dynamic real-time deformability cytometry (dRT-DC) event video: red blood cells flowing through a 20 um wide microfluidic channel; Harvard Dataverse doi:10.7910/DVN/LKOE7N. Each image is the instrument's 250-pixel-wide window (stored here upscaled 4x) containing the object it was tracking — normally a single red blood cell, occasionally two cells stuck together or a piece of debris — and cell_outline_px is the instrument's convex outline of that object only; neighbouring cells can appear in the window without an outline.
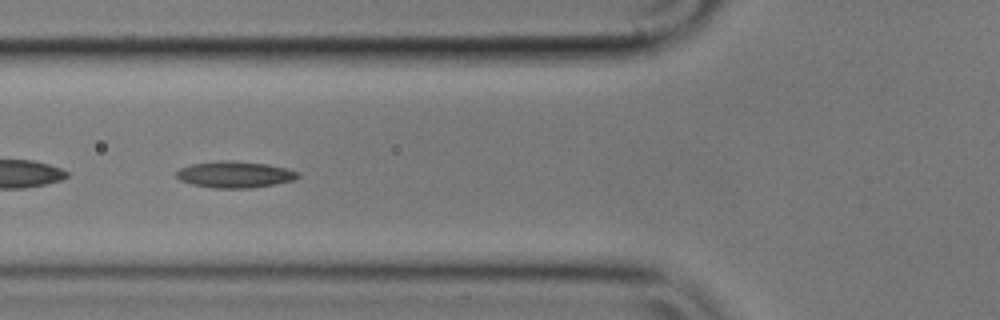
{"species": "common noctule bat (a hibernating species)", "species_latin": "Nyctalus noctula", "temperature_condition": "cold", "stored_images_in_passage": 56, "camera_frame_rate_fps": 3000, "um_per_image_px": 0.085, "animal": {"sex": "male", "body_mass_g": 17.9}, "frame": {"image": 1, "passage_image": 20, "time_ms": 6.333, "image_size_px": [1000, 320], "cell_outline_px": [[300, 176], [296, 180], [276, 184], [252, 188], [212, 188], [192, 184], [180, 180], [176, 176], [176, 172], [180, 168], [192, 164], [220, 160], [232, 160], [268, 164], [288, 168], [300, 172]], "centroid_in_image_um": [20.01, 14.83], "position_along_channel_um": 105.8, "area_um2": 19.02}}
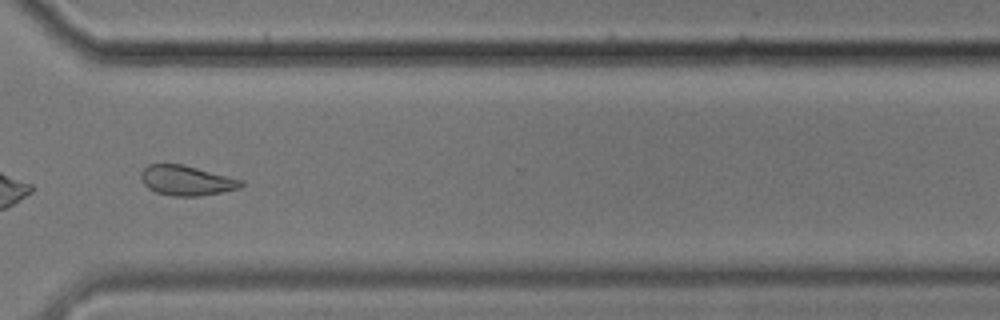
{"frame": {"image": 2, "passage_image": 41, "time_ms": 13.333, "image_size_px": [1000, 320], "cell_outline_px": [[244, 184], [236, 188], [220, 192], [200, 196], [172, 196], [156, 192], [148, 188], [144, 184], [140, 176], [140, 172], [148, 164], [180, 164], [244, 180]], "centroid_in_image_um": [15.81, 15.34], "position_along_channel_um": 354.8, "area_um2": 17.22}}
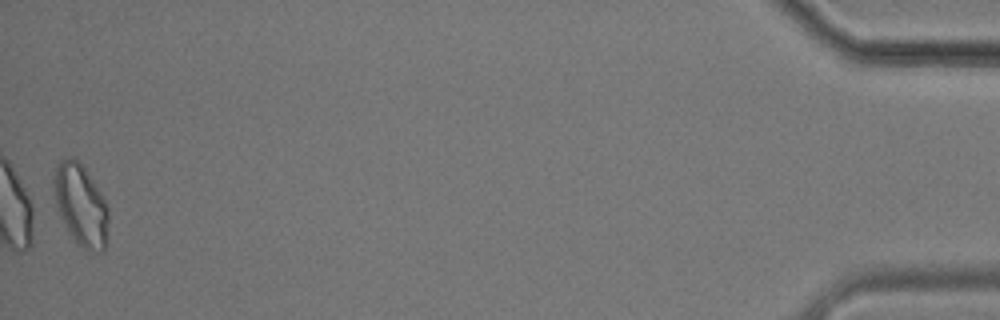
{"frame": {"image": 3, "passage_image": 55, "time_ms": 18.0, "image_size_px": [1000, 320], "cell_outline_px": [[108, 220], [104, 252], [88, 252], [76, 244], [68, 232], [56, 204], [52, 188], [52, 180], [56, 168], [60, 160], [68, 156], [76, 156], [92, 180], [104, 200], [108, 208]], "centroid_in_image_um": [6.84, 17.43], "position_along_channel_um": 428.4, "area_um2": 26.07}}